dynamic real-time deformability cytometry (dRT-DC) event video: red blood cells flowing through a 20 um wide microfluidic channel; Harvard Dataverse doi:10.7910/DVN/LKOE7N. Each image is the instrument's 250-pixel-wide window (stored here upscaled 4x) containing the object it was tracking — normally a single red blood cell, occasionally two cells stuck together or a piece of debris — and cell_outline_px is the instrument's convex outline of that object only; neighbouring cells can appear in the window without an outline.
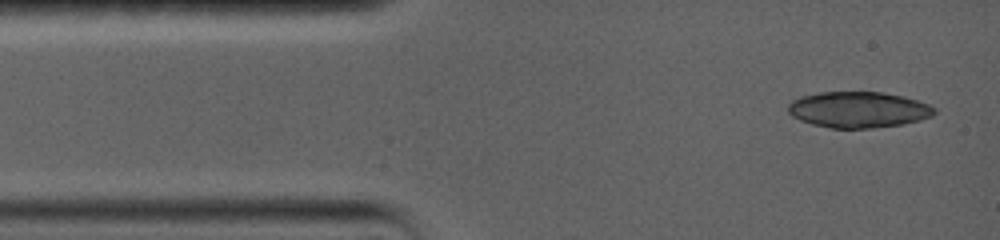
{"species": "common noctule bat (a hibernating species)", "species_latin": "Nyctalus noctula", "temperature_condition": "warm", "stored_images_in_passage": 2, "camera_frame_rate_fps": 5000, "um_per_image_px": 0.085, "animal": {"sex": "female", "body_mass_g": 19.0, "forearm_length_mm": 56.7}, "frame": {"image": 1, "passage_image": 1, "time_ms": 0.0, "image_size_px": [1000, 240], "cell_outline_px": [[936, 112], [932, 116], [920, 120], [900, 124], [868, 128], [832, 128], [812, 124], [800, 120], [792, 116], [788, 112], [788, 104], [792, 100], [800, 96], [820, 92], [880, 92], [904, 96], [928, 104], [936, 108]], "centroid_in_image_um": [72.94, 9.31], "position_along_channel_um": 12.1, "area_um2": 30.63}}